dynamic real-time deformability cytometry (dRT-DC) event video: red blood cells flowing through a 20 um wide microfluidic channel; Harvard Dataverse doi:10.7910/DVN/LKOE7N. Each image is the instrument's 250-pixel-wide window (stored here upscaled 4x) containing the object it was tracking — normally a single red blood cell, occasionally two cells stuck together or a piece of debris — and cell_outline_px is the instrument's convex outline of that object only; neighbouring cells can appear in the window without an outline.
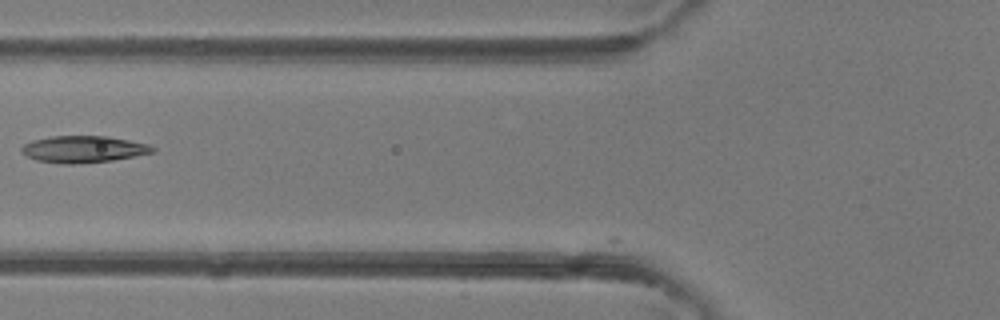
{"species": "common noctule bat (a hibernating species)", "species_latin": "Nyctalus noctula", "temperature_condition": "room temperature", "stored_images_in_passage": 5, "camera_frame_rate_fps": 3000, "um_per_image_px": 0.085, "animal": {"sex": "female"}, "frame": {"image": 1, "passage_image": 5, "time_ms": 4.667, "image_size_px": [1000, 320], "cell_outline_px": [[156, 152], [112, 160], [72, 164], [64, 164], [36, 160], [20, 152], [20, 148], [24, 144], [32, 140], [52, 136], [108, 136], [148, 144], [156, 148]], "centroid_in_image_um": [7.08, 12.68], "position_along_channel_um": 118.7, "area_um2": 20.4}}